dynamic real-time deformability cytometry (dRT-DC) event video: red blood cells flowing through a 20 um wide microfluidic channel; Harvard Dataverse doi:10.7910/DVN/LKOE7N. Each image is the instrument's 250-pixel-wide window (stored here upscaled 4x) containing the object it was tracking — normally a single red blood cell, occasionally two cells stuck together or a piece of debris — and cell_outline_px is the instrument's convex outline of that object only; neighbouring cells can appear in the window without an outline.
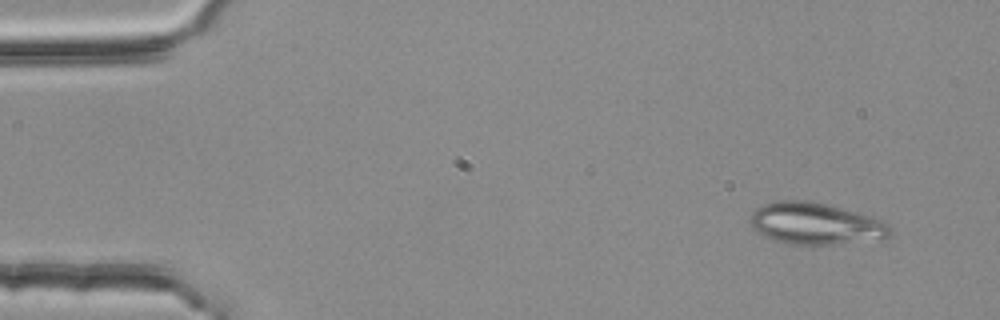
{"species": "common noctule bat (a hibernating species)", "species_latin": "Nyctalus noctula", "temperature_condition": "room temperature", "stored_images_in_passage": 12, "segment_of_instrument_passage": [1, 2], "camera_frame_rate_fps": 3000, "um_per_image_px": 0.085, "animal": {"sex": "female", "body_mass_g": 25.1}, "frame": {"image": 1, "passage_image": 1, "time_ms": 0.0, "image_size_px": [1000, 320], "cell_outline_px": [[892, 232], [888, 236], [832, 244], [788, 244], [764, 236], [752, 228], [748, 224], [748, 216], [756, 208], [764, 204], [776, 200], [804, 200], [824, 204], [872, 216], [884, 220], [892, 228]], "centroid_in_image_um": [69.23, 18.98], "position_along_channel_um": 15.8, "area_um2": 33.7}}
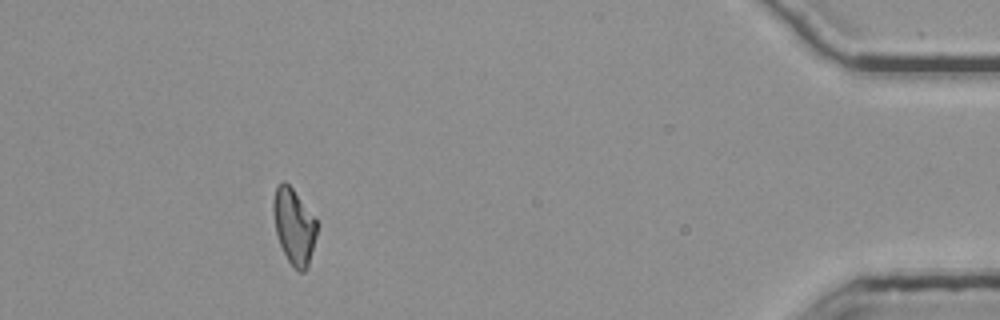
{"frame": {"image": 2, "passage_image": 11, "time_ms": 3.333, "image_size_px": [1000, 320], "cell_outline_px": [[316, 236], [308, 268], [304, 272], [300, 272], [288, 260], [280, 244], [276, 232], [272, 208], [272, 204], [276, 188], [284, 180], [292, 188], [316, 220]], "centroid_in_image_um": [24.98, 19.25], "position_along_channel_um": 410.2, "area_um2": 18.79}}